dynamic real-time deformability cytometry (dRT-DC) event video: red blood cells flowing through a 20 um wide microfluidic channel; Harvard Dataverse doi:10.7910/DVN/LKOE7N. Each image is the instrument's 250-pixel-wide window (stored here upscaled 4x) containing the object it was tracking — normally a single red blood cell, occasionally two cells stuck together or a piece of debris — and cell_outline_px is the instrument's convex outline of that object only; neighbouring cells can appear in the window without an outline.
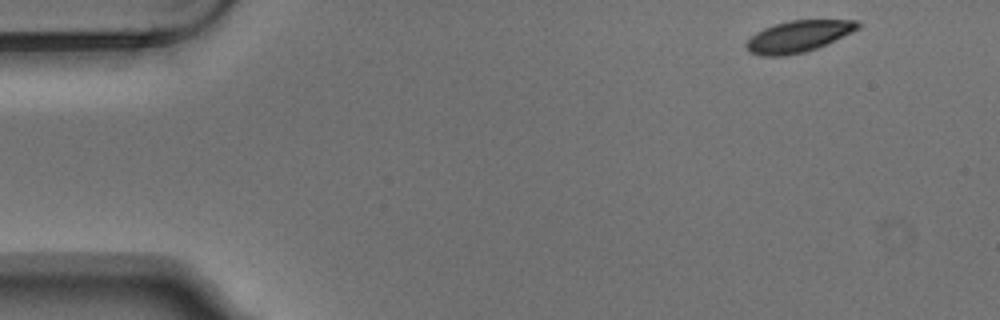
{"species": "Egyptian fruit bat (a non-hibernating species)", "species_latin": "Rousettus aegyptiacus", "temperature_condition": "warm", "stored_images_in_passage": 5, "camera_frame_rate_fps": 3000, "um_per_image_px": 0.085, "animal": {"sex": "male"}, "frame": {"image": 1, "passage_image": 1, "time_ms": 0.0, "image_size_px": [1000, 320], "cell_outline_px": [[860, 28], [852, 32], [816, 48], [804, 52], [784, 56], [760, 56], [748, 52], [744, 44], [756, 32], [764, 28], [776, 24], [792, 20], [860, 20]], "centroid_in_image_um": [67.84, 3.1], "position_along_channel_um": 17.2, "area_um2": 20.4}}
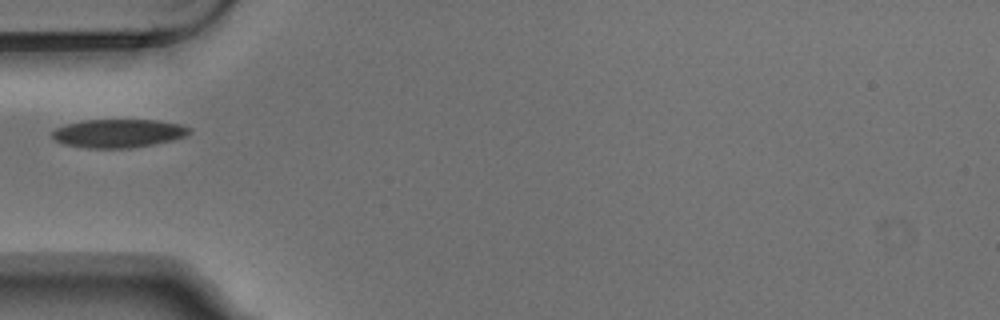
{"frame": {"image": 2, "passage_image": 4, "time_ms": 1.0, "image_size_px": [1000, 320], "cell_outline_px": [[192, 128], [184, 136], [172, 140], [132, 148], [88, 148], [64, 144], [56, 140], [52, 136], [52, 132], [56, 128], [64, 124], [84, 120], [156, 120], [180, 124]], "centroid_in_image_um": [10.04, 11.33], "position_along_channel_um": 75.0, "area_um2": 22.6}}
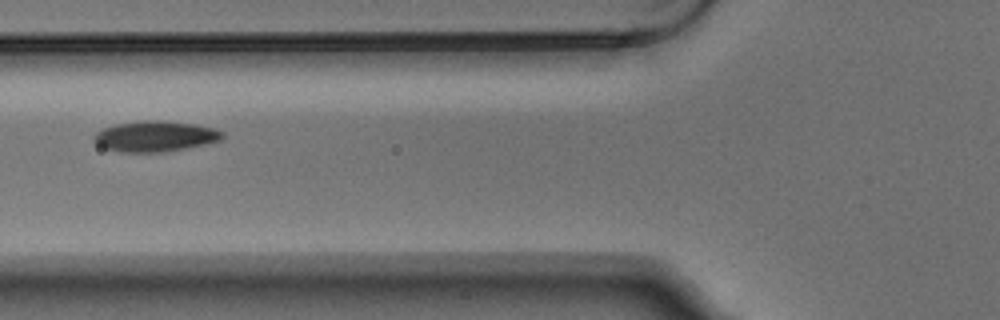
{"frame": {"image": 3, "passage_image": 5, "time_ms": 1.333, "image_size_px": [1000, 320], "cell_outline_px": [[224, 136], [220, 140], [208, 144], [188, 148], [164, 152], [120, 152], [104, 148], [96, 144], [92, 140], [92, 136], [96, 132], [104, 128], [116, 124], [140, 120], [160, 120], [196, 124], [212, 128], [224, 132]], "centroid_in_image_um": [13.17, 11.59], "position_along_channel_um": 112.6, "area_um2": 23.24}}